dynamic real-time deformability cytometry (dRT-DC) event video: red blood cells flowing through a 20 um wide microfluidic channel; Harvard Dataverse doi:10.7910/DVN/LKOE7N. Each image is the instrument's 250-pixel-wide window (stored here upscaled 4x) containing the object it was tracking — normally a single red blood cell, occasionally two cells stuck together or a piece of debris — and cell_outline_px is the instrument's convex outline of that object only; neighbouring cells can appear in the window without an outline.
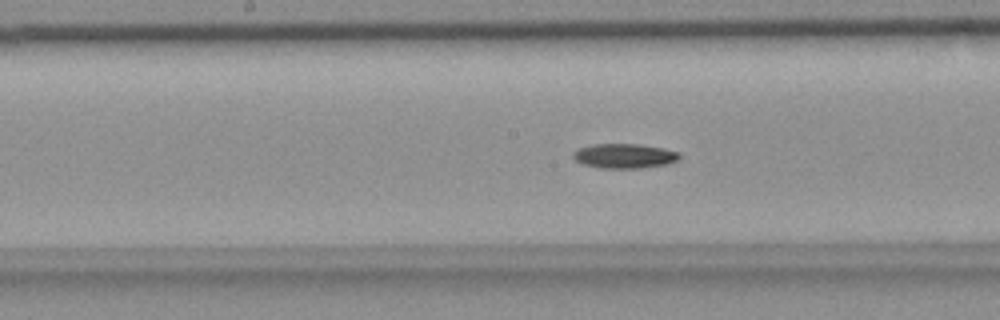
{"species": "common noctule bat (a hibernating species)", "species_latin": "Nyctalus noctula", "temperature_condition": "room temperature", "stored_images_in_passage": 14, "camera_frame_rate_fps": 3000, "um_per_image_px": 0.085, "animal": {"sex": "female", "body_mass_g": 18.4}, "frame": {"image": 1, "passage_image": 11, "time_ms": 3.333, "image_size_px": [1000, 320], "cell_outline_px": [[680, 156], [676, 160], [668, 164], [640, 168], [600, 168], [584, 164], [576, 160], [572, 156], [572, 152], [576, 148], [592, 144], [640, 144], [664, 148], [680, 152]], "centroid_in_image_um": [53.05, 13.24], "position_along_channel_um": 195.1, "area_um2": 15.37}}